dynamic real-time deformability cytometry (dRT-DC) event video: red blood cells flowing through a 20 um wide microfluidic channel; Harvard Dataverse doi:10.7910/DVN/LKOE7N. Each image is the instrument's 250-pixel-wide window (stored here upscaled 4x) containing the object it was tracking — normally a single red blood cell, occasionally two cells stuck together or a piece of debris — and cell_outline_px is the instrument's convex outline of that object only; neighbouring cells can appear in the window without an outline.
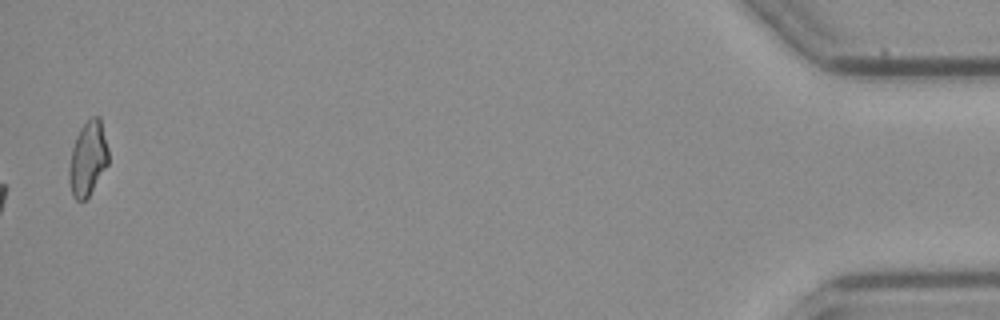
{"species": "common noctule bat (a hibernating species)", "species_latin": "Nyctalus noctula", "temperature_condition": "cold", "stored_images_in_passage": 39, "camera_frame_rate_fps": 3000, "um_per_image_px": 0.085, "animal": {"sex": "female", "body_mass_g": 21.9}, "frame": {"image": 1, "passage_image": 39, "time_ms": 12.667, "image_size_px": [1000, 320], "cell_outline_px": [[108, 164], [88, 196], [84, 200], [76, 200], [72, 196], [68, 180], [68, 172], [72, 148], [76, 136], [80, 128], [92, 116], [100, 116], [108, 148]], "centroid_in_image_um": [7.46, 13.47], "position_along_channel_um": 427.7, "area_um2": 16.99}, "authors_computed_cell_mechanics": {"area_um2": 17.34, "velocity_mm_per_s": 3.8666, "shape_relaxation_time_tau1_ms": null, "shape_relaxation_time_tau2_ms": 9.8415, "deformation_change_tau1": null, "deformation_change_tau2": 0.1915}}